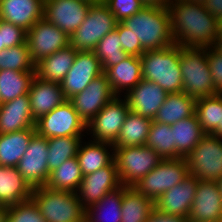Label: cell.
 <instances>
[{
  "mask_svg": "<svg viewBox=\"0 0 222 222\" xmlns=\"http://www.w3.org/2000/svg\"><path fill=\"white\" fill-rule=\"evenodd\" d=\"M172 35L176 45L206 48L214 46L219 35V21L203 4L170 0Z\"/></svg>",
  "mask_w": 222,
  "mask_h": 222,
  "instance_id": "6da1fadb",
  "label": "cell"
},
{
  "mask_svg": "<svg viewBox=\"0 0 222 222\" xmlns=\"http://www.w3.org/2000/svg\"><path fill=\"white\" fill-rule=\"evenodd\" d=\"M121 23L138 37L144 51L161 50L175 44L168 6H144Z\"/></svg>",
  "mask_w": 222,
  "mask_h": 222,
  "instance_id": "7a4b0ae2",
  "label": "cell"
},
{
  "mask_svg": "<svg viewBox=\"0 0 222 222\" xmlns=\"http://www.w3.org/2000/svg\"><path fill=\"white\" fill-rule=\"evenodd\" d=\"M142 79L157 83L167 93L182 92L180 45L145 51L141 56Z\"/></svg>",
  "mask_w": 222,
  "mask_h": 222,
  "instance_id": "3957f363",
  "label": "cell"
},
{
  "mask_svg": "<svg viewBox=\"0 0 222 222\" xmlns=\"http://www.w3.org/2000/svg\"><path fill=\"white\" fill-rule=\"evenodd\" d=\"M180 71L183 93L195 99L217 94L208 66L207 47L180 46Z\"/></svg>",
  "mask_w": 222,
  "mask_h": 222,
  "instance_id": "277c9868",
  "label": "cell"
},
{
  "mask_svg": "<svg viewBox=\"0 0 222 222\" xmlns=\"http://www.w3.org/2000/svg\"><path fill=\"white\" fill-rule=\"evenodd\" d=\"M31 199L46 222H83L85 220V209L76 193L40 186L33 188Z\"/></svg>",
  "mask_w": 222,
  "mask_h": 222,
  "instance_id": "5b68a950",
  "label": "cell"
},
{
  "mask_svg": "<svg viewBox=\"0 0 222 222\" xmlns=\"http://www.w3.org/2000/svg\"><path fill=\"white\" fill-rule=\"evenodd\" d=\"M163 159L146 145L114 148V161L121 185L133 187Z\"/></svg>",
  "mask_w": 222,
  "mask_h": 222,
  "instance_id": "8992f818",
  "label": "cell"
},
{
  "mask_svg": "<svg viewBox=\"0 0 222 222\" xmlns=\"http://www.w3.org/2000/svg\"><path fill=\"white\" fill-rule=\"evenodd\" d=\"M117 23L103 2L91 4L83 23L70 36V46L77 51H94L98 42L115 30Z\"/></svg>",
  "mask_w": 222,
  "mask_h": 222,
  "instance_id": "52a82bcc",
  "label": "cell"
},
{
  "mask_svg": "<svg viewBox=\"0 0 222 222\" xmlns=\"http://www.w3.org/2000/svg\"><path fill=\"white\" fill-rule=\"evenodd\" d=\"M188 174L189 169L184 157L163 159L133 187L143 196L156 202L162 194L183 181Z\"/></svg>",
  "mask_w": 222,
  "mask_h": 222,
  "instance_id": "ba28073f",
  "label": "cell"
},
{
  "mask_svg": "<svg viewBox=\"0 0 222 222\" xmlns=\"http://www.w3.org/2000/svg\"><path fill=\"white\" fill-rule=\"evenodd\" d=\"M185 159L189 174L199 180L217 181L222 177V138L206 134Z\"/></svg>",
  "mask_w": 222,
  "mask_h": 222,
  "instance_id": "9c48e42d",
  "label": "cell"
},
{
  "mask_svg": "<svg viewBox=\"0 0 222 222\" xmlns=\"http://www.w3.org/2000/svg\"><path fill=\"white\" fill-rule=\"evenodd\" d=\"M130 109L124 96H115L86 125V137L93 141L113 144Z\"/></svg>",
  "mask_w": 222,
  "mask_h": 222,
  "instance_id": "30bf717a",
  "label": "cell"
},
{
  "mask_svg": "<svg viewBox=\"0 0 222 222\" xmlns=\"http://www.w3.org/2000/svg\"><path fill=\"white\" fill-rule=\"evenodd\" d=\"M36 133L45 138L86 136V124L66 100L36 120Z\"/></svg>",
  "mask_w": 222,
  "mask_h": 222,
  "instance_id": "8fae6325",
  "label": "cell"
},
{
  "mask_svg": "<svg viewBox=\"0 0 222 222\" xmlns=\"http://www.w3.org/2000/svg\"><path fill=\"white\" fill-rule=\"evenodd\" d=\"M26 42L36 64L45 57L70 45V36L45 18L38 20L28 31Z\"/></svg>",
  "mask_w": 222,
  "mask_h": 222,
  "instance_id": "7c38bea8",
  "label": "cell"
},
{
  "mask_svg": "<svg viewBox=\"0 0 222 222\" xmlns=\"http://www.w3.org/2000/svg\"><path fill=\"white\" fill-rule=\"evenodd\" d=\"M48 141L35 133L16 168L32 188L45 186L49 178Z\"/></svg>",
  "mask_w": 222,
  "mask_h": 222,
  "instance_id": "4fadbf2b",
  "label": "cell"
},
{
  "mask_svg": "<svg viewBox=\"0 0 222 222\" xmlns=\"http://www.w3.org/2000/svg\"><path fill=\"white\" fill-rule=\"evenodd\" d=\"M115 96L107 76L102 73L68 101L87 125Z\"/></svg>",
  "mask_w": 222,
  "mask_h": 222,
  "instance_id": "5bb4252c",
  "label": "cell"
},
{
  "mask_svg": "<svg viewBox=\"0 0 222 222\" xmlns=\"http://www.w3.org/2000/svg\"><path fill=\"white\" fill-rule=\"evenodd\" d=\"M102 73L101 63L94 51H77L73 65L60 83L66 100L83 91Z\"/></svg>",
  "mask_w": 222,
  "mask_h": 222,
  "instance_id": "9a60e30c",
  "label": "cell"
},
{
  "mask_svg": "<svg viewBox=\"0 0 222 222\" xmlns=\"http://www.w3.org/2000/svg\"><path fill=\"white\" fill-rule=\"evenodd\" d=\"M120 186L117 167L113 161L104 168L84 175L76 194L82 207L86 210Z\"/></svg>",
  "mask_w": 222,
  "mask_h": 222,
  "instance_id": "2e32d148",
  "label": "cell"
},
{
  "mask_svg": "<svg viewBox=\"0 0 222 222\" xmlns=\"http://www.w3.org/2000/svg\"><path fill=\"white\" fill-rule=\"evenodd\" d=\"M90 6L84 0H45L44 18L71 36L83 23Z\"/></svg>",
  "mask_w": 222,
  "mask_h": 222,
  "instance_id": "e0dca14e",
  "label": "cell"
},
{
  "mask_svg": "<svg viewBox=\"0 0 222 222\" xmlns=\"http://www.w3.org/2000/svg\"><path fill=\"white\" fill-rule=\"evenodd\" d=\"M189 222H222V196L216 181L199 180Z\"/></svg>",
  "mask_w": 222,
  "mask_h": 222,
  "instance_id": "ac0fdd59",
  "label": "cell"
},
{
  "mask_svg": "<svg viewBox=\"0 0 222 222\" xmlns=\"http://www.w3.org/2000/svg\"><path fill=\"white\" fill-rule=\"evenodd\" d=\"M166 96L167 92L157 83L142 79L124 97L130 111L154 120Z\"/></svg>",
  "mask_w": 222,
  "mask_h": 222,
  "instance_id": "d6986e66",
  "label": "cell"
},
{
  "mask_svg": "<svg viewBox=\"0 0 222 222\" xmlns=\"http://www.w3.org/2000/svg\"><path fill=\"white\" fill-rule=\"evenodd\" d=\"M199 182L195 176H188L179 184L162 194L155 202V208L165 214L188 217Z\"/></svg>",
  "mask_w": 222,
  "mask_h": 222,
  "instance_id": "ffe728a7",
  "label": "cell"
},
{
  "mask_svg": "<svg viewBox=\"0 0 222 222\" xmlns=\"http://www.w3.org/2000/svg\"><path fill=\"white\" fill-rule=\"evenodd\" d=\"M28 96L35 121L66 101L59 83L43 80L36 75L30 85Z\"/></svg>",
  "mask_w": 222,
  "mask_h": 222,
  "instance_id": "44dd1931",
  "label": "cell"
},
{
  "mask_svg": "<svg viewBox=\"0 0 222 222\" xmlns=\"http://www.w3.org/2000/svg\"><path fill=\"white\" fill-rule=\"evenodd\" d=\"M45 0H0V19L28 31L44 18Z\"/></svg>",
  "mask_w": 222,
  "mask_h": 222,
  "instance_id": "7402d4cb",
  "label": "cell"
},
{
  "mask_svg": "<svg viewBox=\"0 0 222 222\" xmlns=\"http://www.w3.org/2000/svg\"><path fill=\"white\" fill-rule=\"evenodd\" d=\"M28 94L0 104V134L35 128Z\"/></svg>",
  "mask_w": 222,
  "mask_h": 222,
  "instance_id": "603a6c76",
  "label": "cell"
},
{
  "mask_svg": "<svg viewBox=\"0 0 222 222\" xmlns=\"http://www.w3.org/2000/svg\"><path fill=\"white\" fill-rule=\"evenodd\" d=\"M116 96H125L142 80V64L139 56L128 57L117 65L107 68L103 72Z\"/></svg>",
  "mask_w": 222,
  "mask_h": 222,
  "instance_id": "cb8c5ba5",
  "label": "cell"
},
{
  "mask_svg": "<svg viewBox=\"0 0 222 222\" xmlns=\"http://www.w3.org/2000/svg\"><path fill=\"white\" fill-rule=\"evenodd\" d=\"M77 158L82 175L91 174L114 161V146L85 137L79 145Z\"/></svg>",
  "mask_w": 222,
  "mask_h": 222,
  "instance_id": "d4e9b609",
  "label": "cell"
},
{
  "mask_svg": "<svg viewBox=\"0 0 222 222\" xmlns=\"http://www.w3.org/2000/svg\"><path fill=\"white\" fill-rule=\"evenodd\" d=\"M33 188L16 167L0 166V206H13L31 199Z\"/></svg>",
  "mask_w": 222,
  "mask_h": 222,
  "instance_id": "484cf974",
  "label": "cell"
},
{
  "mask_svg": "<svg viewBox=\"0 0 222 222\" xmlns=\"http://www.w3.org/2000/svg\"><path fill=\"white\" fill-rule=\"evenodd\" d=\"M77 50L70 45L43 58L35 64V75L55 83H61L71 66Z\"/></svg>",
  "mask_w": 222,
  "mask_h": 222,
  "instance_id": "4316f807",
  "label": "cell"
},
{
  "mask_svg": "<svg viewBox=\"0 0 222 222\" xmlns=\"http://www.w3.org/2000/svg\"><path fill=\"white\" fill-rule=\"evenodd\" d=\"M173 132V146L176 148V159L186 157L206 135L196 114L179 120L171 125Z\"/></svg>",
  "mask_w": 222,
  "mask_h": 222,
  "instance_id": "83f0119b",
  "label": "cell"
},
{
  "mask_svg": "<svg viewBox=\"0 0 222 222\" xmlns=\"http://www.w3.org/2000/svg\"><path fill=\"white\" fill-rule=\"evenodd\" d=\"M196 99L183 92L167 93L154 121L172 125L195 114Z\"/></svg>",
  "mask_w": 222,
  "mask_h": 222,
  "instance_id": "f1b7e54d",
  "label": "cell"
},
{
  "mask_svg": "<svg viewBox=\"0 0 222 222\" xmlns=\"http://www.w3.org/2000/svg\"><path fill=\"white\" fill-rule=\"evenodd\" d=\"M35 133V128H27L0 134V166L16 167Z\"/></svg>",
  "mask_w": 222,
  "mask_h": 222,
  "instance_id": "f546056e",
  "label": "cell"
},
{
  "mask_svg": "<svg viewBox=\"0 0 222 222\" xmlns=\"http://www.w3.org/2000/svg\"><path fill=\"white\" fill-rule=\"evenodd\" d=\"M127 186L121 185L107 193L99 202L85 210L86 222H121L123 192Z\"/></svg>",
  "mask_w": 222,
  "mask_h": 222,
  "instance_id": "4dcf8cb0",
  "label": "cell"
},
{
  "mask_svg": "<svg viewBox=\"0 0 222 222\" xmlns=\"http://www.w3.org/2000/svg\"><path fill=\"white\" fill-rule=\"evenodd\" d=\"M152 121V119L129 111L117 140L112 145L114 148L145 145Z\"/></svg>",
  "mask_w": 222,
  "mask_h": 222,
  "instance_id": "1f68e13d",
  "label": "cell"
},
{
  "mask_svg": "<svg viewBox=\"0 0 222 222\" xmlns=\"http://www.w3.org/2000/svg\"><path fill=\"white\" fill-rule=\"evenodd\" d=\"M155 208V202L143 196L134 187L123 192L121 222H146Z\"/></svg>",
  "mask_w": 222,
  "mask_h": 222,
  "instance_id": "d6a6232c",
  "label": "cell"
},
{
  "mask_svg": "<svg viewBox=\"0 0 222 222\" xmlns=\"http://www.w3.org/2000/svg\"><path fill=\"white\" fill-rule=\"evenodd\" d=\"M35 76V71L0 70V103L26 95Z\"/></svg>",
  "mask_w": 222,
  "mask_h": 222,
  "instance_id": "836d02e7",
  "label": "cell"
},
{
  "mask_svg": "<svg viewBox=\"0 0 222 222\" xmlns=\"http://www.w3.org/2000/svg\"><path fill=\"white\" fill-rule=\"evenodd\" d=\"M83 175L77 156L67 159L62 165L50 172L45 186L59 191L76 193Z\"/></svg>",
  "mask_w": 222,
  "mask_h": 222,
  "instance_id": "e575fe53",
  "label": "cell"
},
{
  "mask_svg": "<svg viewBox=\"0 0 222 222\" xmlns=\"http://www.w3.org/2000/svg\"><path fill=\"white\" fill-rule=\"evenodd\" d=\"M195 114L205 134H212L221 125L222 94L196 99Z\"/></svg>",
  "mask_w": 222,
  "mask_h": 222,
  "instance_id": "d590c367",
  "label": "cell"
},
{
  "mask_svg": "<svg viewBox=\"0 0 222 222\" xmlns=\"http://www.w3.org/2000/svg\"><path fill=\"white\" fill-rule=\"evenodd\" d=\"M86 136H66L48 138L49 173L62 165L67 159L77 156L81 141Z\"/></svg>",
  "mask_w": 222,
  "mask_h": 222,
  "instance_id": "8d00e7d4",
  "label": "cell"
},
{
  "mask_svg": "<svg viewBox=\"0 0 222 222\" xmlns=\"http://www.w3.org/2000/svg\"><path fill=\"white\" fill-rule=\"evenodd\" d=\"M146 146L153 148L162 159H176L171 125L152 121Z\"/></svg>",
  "mask_w": 222,
  "mask_h": 222,
  "instance_id": "74e56055",
  "label": "cell"
},
{
  "mask_svg": "<svg viewBox=\"0 0 222 222\" xmlns=\"http://www.w3.org/2000/svg\"><path fill=\"white\" fill-rule=\"evenodd\" d=\"M94 52L101 63L103 72L128 57V54L122 49L116 30L106 34L98 42Z\"/></svg>",
  "mask_w": 222,
  "mask_h": 222,
  "instance_id": "f35d334b",
  "label": "cell"
},
{
  "mask_svg": "<svg viewBox=\"0 0 222 222\" xmlns=\"http://www.w3.org/2000/svg\"><path fill=\"white\" fill-rule=\"evenodd\" d=\"M35 71L27 42L0 51V70Z\"/></svg>",
  "mask_w": 222,
  "mask_h": 222,
  "instance_id": "ab89813d",
  "label": "cell"
},
{
  "mask_svg": "<svg viewBox=\"0 0 222 222\" xmlns=\"http://www.w3.org/2000/svg\"><path fill=\"white\" fill-rule=\"evenodd\" d=\"M8 222H46L32 199L8 207Z\"/></svg>",
  "mask_w": 222,
  "mask_h": 222,
  "instance_id": "60d3db41",
  "label": "cell"
},
{
  "mask_svg": "<svg viewBox=\"0 0 222 222\" xmlns=\"http://www.w3.org/2000/svg\"><path fill=\"white\" fill-rule=\"evenodd\" d=\"M103 3L114 14L117 22L133 16L145 6L141 0H104Z\"/></svg>",
  "mask_w": 222,
  "mask_h": 222,
  "instance_id": "b9f144b4",
  "label": "cell"
},
{
  "mask_svg": "<svg viewBox=\"0 0 222 222\" xmlns=\"http://www.w3.org/2000/svg\"><path fill=\"white\" fill-rule=\"evenodd\" d=\"M0 31H2L3 46L5 48L26 43L27 31L19 26L0 19Z\"/></svg>",
  "mask_w": 222,
  "mask_h": 222,
  "instance_id": "7bdbcfd3",
  "label": "cell"
},
{
  "mask_svg": "<svg viewBox=\"0 0 222 222\" xmlns=\"http://www.w3.org/2000/svg\"><path fill=\"white\" fill-rule=\"evenodd\" d=\"M115 30L119 34L122 49L128 55H136L140 57L145 52L138 37L135 36L132 31L126 28L121 22L117 23Z\"/></svg>",
  "mask_w": 222,
  "mask_h": 222,
  "instance_id": "ee69618b",
  "label": "cell"
},
{
  "mask_svg": "<svg viewBox=\"0 0 222 222\" xmlns=\"http://www.w3.org/2000/svg\"><path fill=\"white\" fill-rule=\"evenodd\" d=\"M207 61L213 80V87L216 89L217 94H222V53L214 46L207 47Z\"/></svg>",
  "mask_w": 222,
  "mask_h": 222,
  "instance_id": "f6af8a7d",
  "label": "cell"
},
{
  "mask_svg": "<svg viewBox=\"0 0 222 222\" xmlns=\"http://www.w3.org/2000/svg\"><path fill=\"white\" fill-rule=\"evenodd\" d=\"M146 222H189L187 217L165 214L154 208Z\"/></svg>",
  "mask_w": 222,
  "mask_h": 222,
  "instance_id": "bcb514c9",
  "label": "cell"
},
{
  "mask_svg": "<svg viewBox=\"0 0 222 222\" xmlns=\"http://www.w3.org/2000/svg\"><path fill=\"white\" fill-rule=\"evenodd\" d=\"M203 5L218 21L222 19V0H205Z\"/></svg>",
  "mask_w": 222,
  "mask_h": 222,
  "instance_id": "7dc6e473",
  "label": "cell"
},
{
  "mask_svg": "<svg viewBox=\"0 0 222 222\" xmlns=\"http://www.w3.org/2000/svg\"><path fill=\"white\" fill-rule=\"evenodd\" d=\"M170 0H141V2L145 6H158V7H165L168 5Z\"/></svg>",
  "mask_w": 222,
  "mask_h": 222,
  "instance_id": "c3c4849f",
  "label": "cell"
},
{
  "mask_svg": "<svg viewBox=\"0 0 222 222\" xmlns=\"http://www.w3.org/2000/svg\"><path fill=\"white\" fill-rule=\"evenodd\" d=\"M8 207L0 206V222H8Z\"/></svg>",
  "mask_w": 222,
  "mask_h": 222,
  "instance_id": "681fc988",
  "label": "cell"
},
{
  "mask_svg": "<svg viewBox=\"0 0 222 222\" xmlns=\"http://www.w3.org/2000/svg\"><path fill=\"white\" fill-rule=\"evenodd\" d=\"M214 47H215L219 52L222 53V35H221V34H219V35L217 36L216 43H215Z\"/></svg>",
  "mask_w": 222,
  "mask_h": 222,
  "instance_id": "f907efd6",
  "label": "cell"
},
{
  "mask_svg": "<svg viewBox=\"0 0 222 222\" xmlns=\"http://www.w3.org/2000/svg\"><path fill=\"white\" fill-rule=\"evenodd\" d=\"M211 135L222 138V117H221V125H218L217 129Z\"/></svg>",
  "mask_w": 222,
  "mask_h": 222,
  "instance_id": "816d5d0a",
  "label": "cell"
},
{
  "mask_svg": "<svg viewBox=\"0 0 222 222\" xmlns=\"http://www.w3.org/2000/svg\"><path fill=\"white\" fill-rule=\"evenodd\" d=\"M86 2H89L91 4H98V3H102L104 0H84Z\"/></svg>",
  "mask_w": 222,
  "mask_h": 222,
  "instance_id": "f5cc1de1",
  "label": "cell"
},
{
  "mask_svg": "<svg viewBox=\"0 0 222 222\" xmlns=\"http://www.w3.org/2000/svg\"><path fill=\"white\" fill-rule=\"evenodd\" d=\"M3 49H5V47L3 46L2 31H0V51Z\"/></svg>",
  "mask_w": 222,
  "mask_h": 222,
  "instance_id": "db71d44e",
  "label": "cell"
},
{
  "mask_svg": "<svg viewBox=\"0 0 222 222\" xmlns=\"http://www.w3.org/2000/svg\"><path fill=\"white\" fill-rule=\"evenodd\" d=\"M216 182L218 183L220 193H221V196H222V177L220 179H218Z\"/></svg>",
  "mask_w": 222,
  "mask_h": 222,
  "instance_id": "11a10c76",
  "label": "cell"
},
{
  "mask_svg": "<svg viewBox=\"0 0 222 222\" xmlns=\"http://www.w3.org/2000/svg\"><path fill=\"white\" fill-rule=\"evenodd\" d=\"M182 1L196 2V3H201V4L205 2V0H182Z\"/></svg>",
  "mask_w": 222,
  "mask_h": 222,
  "instance_id": "9f6ffc18",
  "label": "cell"
},
{
  "mask_svg": "<svg viewBox=\"0 0 222 222\" xmlns=\"http://www.w3.org/2000/svg\"><path fill=\"white\" fill-rule=\"evenodd\" d=\"M219 34L222 35V19L219 21Z\"/></svg>",
  "mask_w": 222,
  "mask_h": 222,
  "instance_id": "6f0895ef",
  "label": "cell"
}]
</instances>
